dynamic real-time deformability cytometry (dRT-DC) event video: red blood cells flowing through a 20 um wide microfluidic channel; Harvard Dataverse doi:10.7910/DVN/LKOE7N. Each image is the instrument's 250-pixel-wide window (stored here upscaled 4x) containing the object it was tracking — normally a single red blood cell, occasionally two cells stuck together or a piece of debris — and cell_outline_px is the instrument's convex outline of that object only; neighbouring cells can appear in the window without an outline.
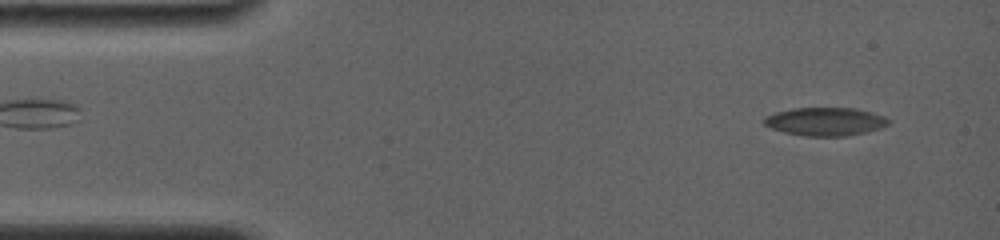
{"species": "common noctule bat (a hibernating species)", "species_latin": "Nyctalus noctula", "temperature_condition": "room temperature", "stored_images_in_passage": 18, "camera_frame_rate_fps": 4000, "um_per_image_px": 0.085, "animal": {"sex": "female", "body_mass_g": 19.0, "forearm_length_mm": 56.7}, "frame": {"image": 1, "passage_image": 4, "time_ms": 0.75, "image_size_px": [1000, 240], "cell_outline_px": [[892, 120], [888, 124], [880, 128], [864, 132], [844, 136], [804, 136], [784, 132], [772, 128], [764, 124], [764, 116], [776, 112], [792, 108], [856, 108], [872, 112], [884, 116]], "centroid_in_image_um": [70.16, 10.32], "position_along_channel_um": 14.8, "area_um2": 20.46}}
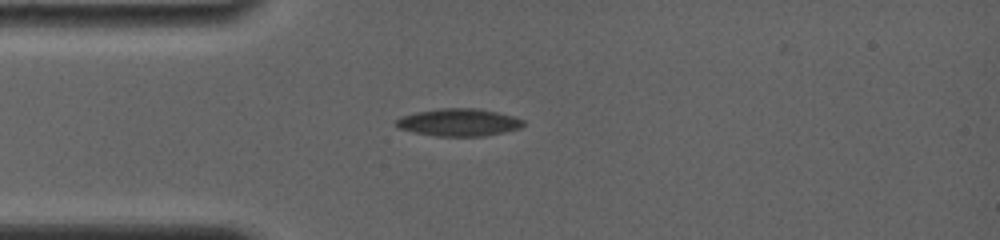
{"frame": {"image": 2, "passage_image": 15, "time_ms": 3.75, "image_size_px": [1000, 240], "cell_outline_px": [[524, 124], [520, 128], [504, 132], [484, 136], [436, 136], [412, 132], [396, 128], [396, 120], [400, 116], [416, 112], [440, 108], [476, 108], [496, 112], [512, 116], [524, 120]], "centroid_in_image_um": [38.95, 10.4], "position_along_channel_um": 46.0, "area_um2": 20.4}}